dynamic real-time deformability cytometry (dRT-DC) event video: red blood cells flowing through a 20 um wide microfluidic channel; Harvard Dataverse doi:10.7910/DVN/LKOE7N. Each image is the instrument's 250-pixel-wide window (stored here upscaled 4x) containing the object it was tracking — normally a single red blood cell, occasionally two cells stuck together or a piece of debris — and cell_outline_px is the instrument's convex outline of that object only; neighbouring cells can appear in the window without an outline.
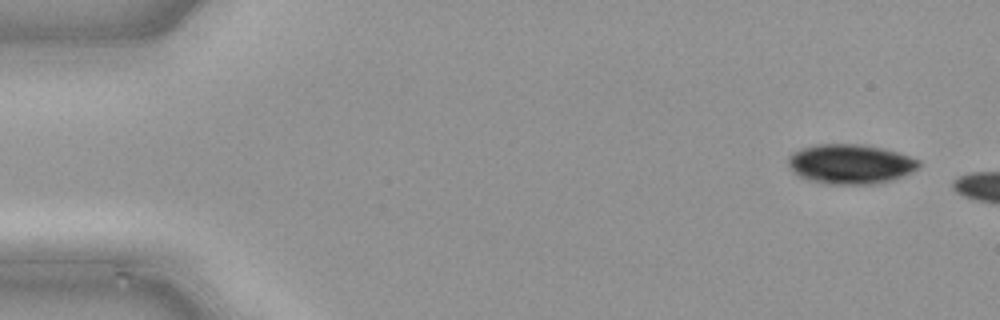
{"species": "common noctule bat (a hibernating species)", "species_latin": "Nyctalus noctula", "temperature_condition": "cold", "stored_images_in_passage": 6, "camera_frame_rate_fps": 3000, "um_per_image_px": 0.085, "animal": {"sex": "male", "body_mass_g": 21.5, "forearm_length_mm": 52.0}, "frame": {"image": 1, "passage_image": 2, "time_ms": 0.333, "image_size_px": [1000, 320], "cell_outline_px": [[920, 164], [912, 172], [892, 180], [876, 184], [828, 184], [808, 180], [796, 176], [788, 168], [788, 156], [792, 152], [800, 148], [816, 144], [860, 144], [884, 148], [920, 160]], "centroid_in_image_um": [72.22, 13.94], "position_along_channel_um": 12.8, "area_um2": 30.52}}